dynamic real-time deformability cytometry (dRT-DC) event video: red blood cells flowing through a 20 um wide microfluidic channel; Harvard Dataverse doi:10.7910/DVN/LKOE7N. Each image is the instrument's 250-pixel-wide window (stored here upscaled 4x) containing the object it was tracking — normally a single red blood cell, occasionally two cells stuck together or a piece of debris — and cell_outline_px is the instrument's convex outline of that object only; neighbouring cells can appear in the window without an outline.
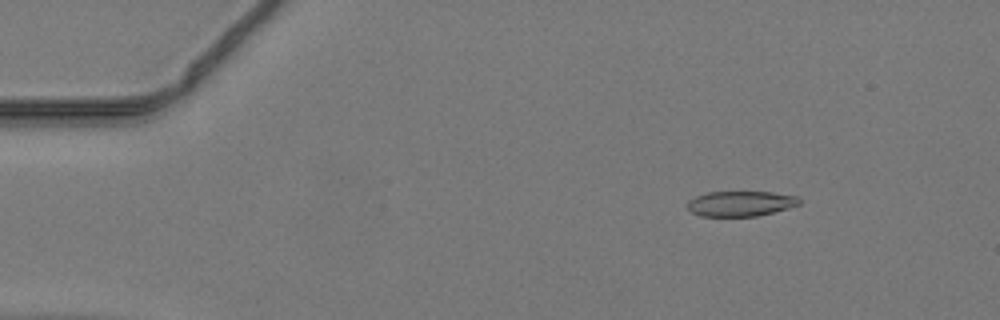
{"species": "common noctule bat (a hibernating species)", "species_latin": "Nyctalus noctula", "temperature_condition": "warm", "stored_images_in_passage": 48, "camera_frame_rate_fps": 3000, "um_per_image_px": 0.085, "animal": {"sex": "male", "body_mass_g": 19.2, "forearm_length_mm": 51.8}, "frame": {"image": 1, "passage_image": 7, "time_ms": 2.0, "image_size_px": [1000, 320], "cell_outline_px": [[800, 204], [788, 208], [756, 216], [700, 216], [692, 212], [688, 208], [688, 200], [696, 196], [708, 192], [772, 192], [796, 196], [800, 200]], "centroid_in_image_um": [62.94, 17.3], "position_along_channel_um": 22.1, "area_um2": 16.3}}
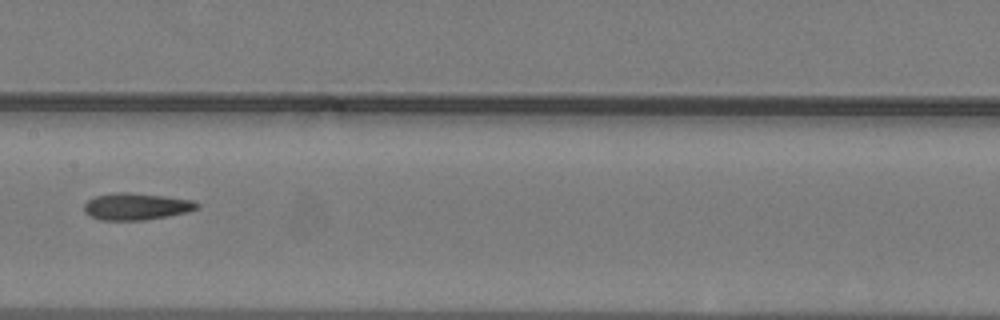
{"frame": {"image": 2, "passage_image": 25, "time_ms": 8.0, "image_size_px": [1000, 320], "cell_outline_px": [[200, 208], [188, 212], [168, 216], [144, 220], [100, 220], [88, 216], [84, 212], [84, 204], [88, 200], [96, 196], [112, 192], [128, 192], [164, 196], [196, 200], [200, 204]], "centroid_in_image_um": [11.6, 17.55], "position_along_channel_um": 195.8, "area_um2": 17.98}}
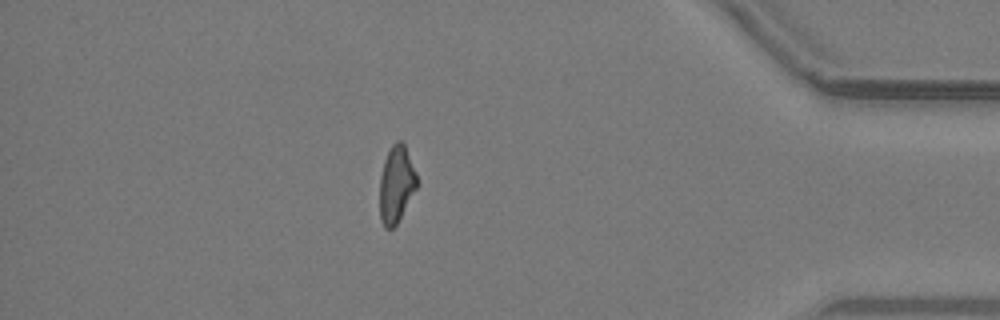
{"frame": {"image": 3, "passage_image": 42, "time_ms": 13.667, "image_size_px": [1000, 320], "cell_outline_px": [[416, 188], [396, 224], [392, 228], [384, 228], [380, 220], [380, 176], [384, 160], [392, 144], [396, 140], [400, 140], [404, 144], [416, 172]], "centroid_in_image_um": [33.66, 15.65], "position_along_channel_um": 401.5, "area_um2": 16.36}}